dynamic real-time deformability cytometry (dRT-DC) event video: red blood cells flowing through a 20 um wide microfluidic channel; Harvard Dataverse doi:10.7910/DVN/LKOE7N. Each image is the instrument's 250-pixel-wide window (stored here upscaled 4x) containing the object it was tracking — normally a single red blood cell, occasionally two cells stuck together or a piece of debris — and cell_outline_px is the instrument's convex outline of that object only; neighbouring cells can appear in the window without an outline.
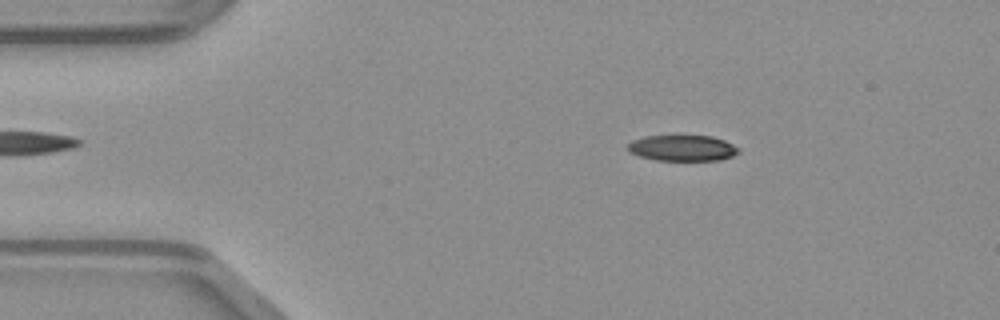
{"species": "common noctule bat (a hibernating species)", "species_latin": "Nyctalus noctula", "temperature_condition": "warm", "stored_images_in_passage": 44, "camera_frame_rate_fps": 3000, "um_per_image_px": 0.085, "animal": {"sex": "male", "body_mass_g": 23.1, "forearm_length_mm": 52.7}, "frame": {"image": 1, "passage_image": 4, "time_ms": 1.0, "image_size_px": [1000, 320], "cell_outline_px": [[740, 152], [732, 156], [720, 160], [656, 160], [640, 156], [628, 152], [624, 148], [632, 140], [644, 136], [712, 136], [724, 140], [740, 148]], "centroid_in_image_um": [57.98, 12.58], "position_along_channel_um": 27.0, "area_um2": 16.82}}
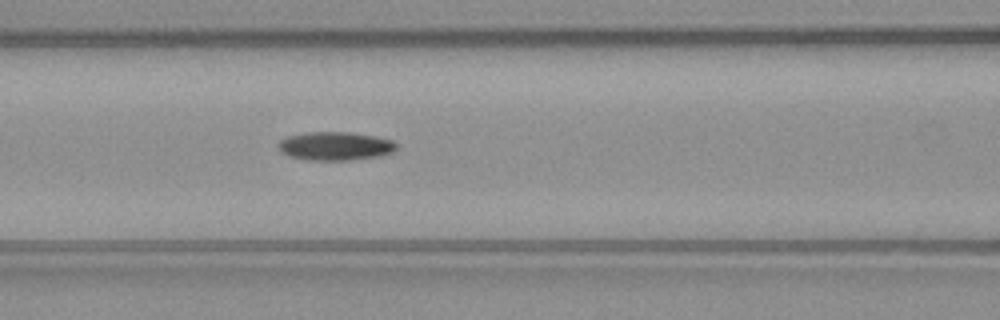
{"frame": {"image": 2, "passage_image": 16, "time_ms": 5.0, "image_size_px": [1000, 320], "cell_outline_px": [[396, 148], [392, 152], [380, 156], [348, 160], [308, 160], [288, 156], [280, 152], [276, 144], [280, 140], [288, 136], [308, 132], [352, 132], [392, 140], [396, 144]], "centroid_in_image_um": [28.44, 12.42], "position_along_channel_um": 138.2, "area_um2": 19.65}}
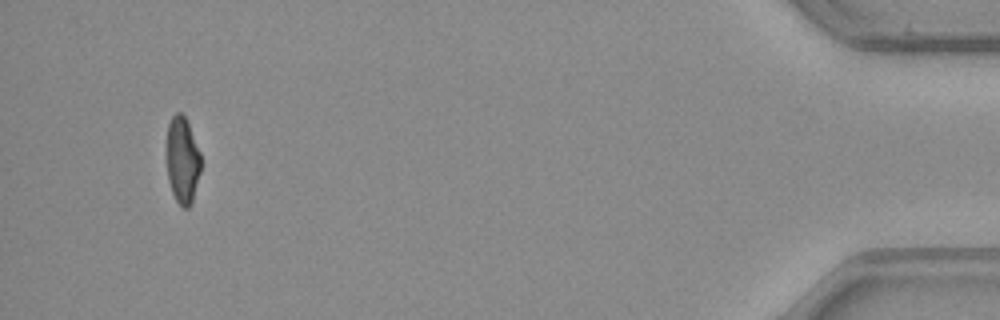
{"frame": {"image": 3, "passage_image": 42, "time_ms": 13.667, "image_size_px": [1000, 320], "cell_outline_px": [[200, 172], [192, 200], [188, 208], [184, 208], [176, 200], [172, 192], [168, 180], [164, 152], [168, 124], [172, 116], [176, 112], [180, 112], [184, 116], [188, 124], [200, 152]], "centroid_in_image_um": [15.45, 13.58], "position_along_channel_um": 419.7, "area_um2": 17.57}}